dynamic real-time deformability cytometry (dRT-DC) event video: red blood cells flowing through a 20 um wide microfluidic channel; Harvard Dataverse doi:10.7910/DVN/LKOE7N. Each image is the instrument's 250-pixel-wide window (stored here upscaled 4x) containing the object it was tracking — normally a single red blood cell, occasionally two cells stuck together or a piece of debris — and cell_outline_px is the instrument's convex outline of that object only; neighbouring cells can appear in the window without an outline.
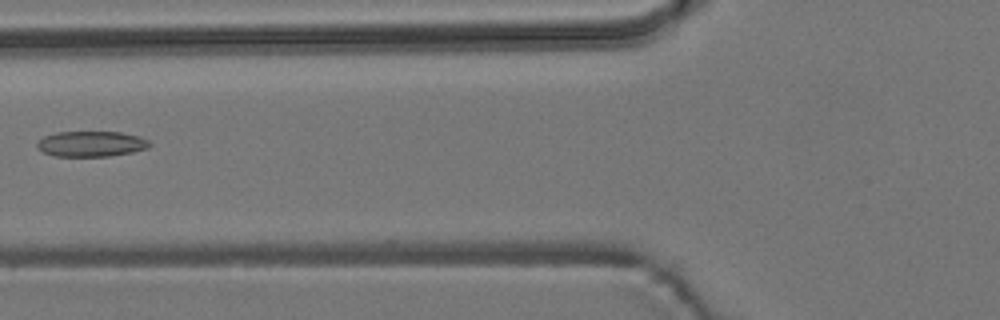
{"species": "common noctule bat (a hibernating species)", "species_latin": "Nyctalus noctula", "temperature_condition": "room temperature", "stored_images_in_passage": 6, "camera_frame_rate_fps": 3000, "um_per_image_px": 0.085, "animal": {"sex": "male", "body_mass_g": 19.2, "forearm_length_mm": 51.8}, "frame": {"image": 1, "passage_image": 6, "time_ms": 6.667, "image_size_px": [1000, 320], "cell_outline_px": [[152, 144], [148, 148], [132, 152], [108, 156], [56, 156], [44, 152], [36, 144], [44, 136], [56, 132], [120, 132], [140, 136], [148, 140]], "centroid_in_image_um": [7.8, 12.22], "position_along_channel_um": 118.0, "area_um2": 16.59}}